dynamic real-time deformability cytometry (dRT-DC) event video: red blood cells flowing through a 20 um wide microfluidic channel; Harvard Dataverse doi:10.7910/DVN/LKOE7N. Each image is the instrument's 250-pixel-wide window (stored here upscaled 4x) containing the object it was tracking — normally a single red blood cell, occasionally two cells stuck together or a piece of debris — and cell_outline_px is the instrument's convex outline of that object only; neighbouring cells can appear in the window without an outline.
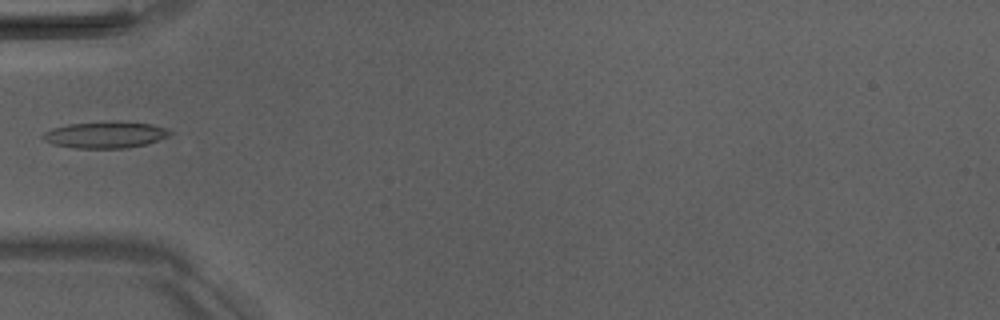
{"species": "Egyptian fruit bat (a non-hibernating species)", "species_latin": "Rousettus aegyptiacus", "temperature_condition": "room temperature", "stored_images_in_passage": 6, "camera_frame_rate_fps": 3000, "um_per_image_px": 0.085, "animal": {"sex": "male"}, "frame": {"image": 1, "passage_image": 5, "time_ms": 5.667, "image_size_px": [1000, 320], "cell_outline_px": [[172, 132], [168, 136], [148, 144], [124, 148], [76, 148], [52, 144], [44, 140], [40, 136], [44, 132], [52, 128], [68, 124], [112, 120], [152, 124], [168, 128]], "centroid_in_image_um": [8.95, 11.44], "position_along_channel_um": 76.0, "area_um2": 19.94}}